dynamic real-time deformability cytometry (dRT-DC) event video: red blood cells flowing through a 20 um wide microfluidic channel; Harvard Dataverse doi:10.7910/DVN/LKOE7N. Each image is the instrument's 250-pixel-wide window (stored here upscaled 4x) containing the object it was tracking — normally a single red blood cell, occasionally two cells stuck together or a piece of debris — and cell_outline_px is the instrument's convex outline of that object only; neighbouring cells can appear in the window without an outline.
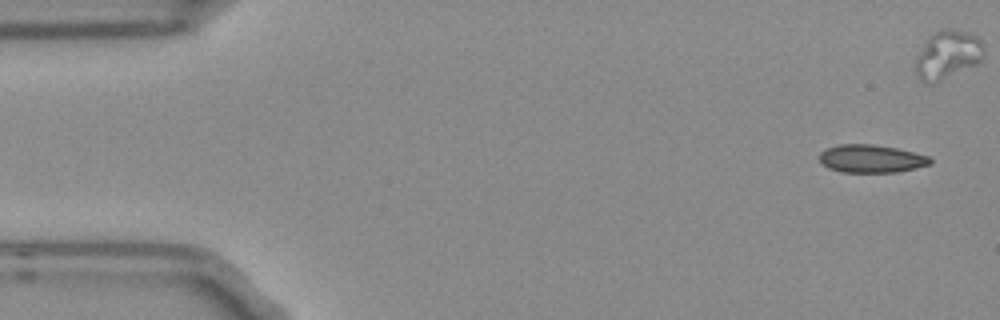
{"species": "Egyptian fruit bat (a non-hibernating species)", "species_latin": "Rousettus aegyptiacus", "temperature_condition": "room temperature", "stored_images_in_passage": 7, "camera_frame_rate_fps": 3000, "um_per_image_px": 0.085, "frame": {"image": 1, "passage_image": 1, "time_ms": 0.0, "image_size_px": [1000, 320], "cell_outline_px": [[932, 164], [916, 168], [896, 172], [840, 172], [828, 168], [820, 160], [820, 152], [828, 148], [840, 144], [872, 144], [896, 148], [928, 156], [932, 160]], "centroid_in_image_um": [74.06, 13.49], "position_along_channel_um": 10.9, "area_um2": 17.92}}
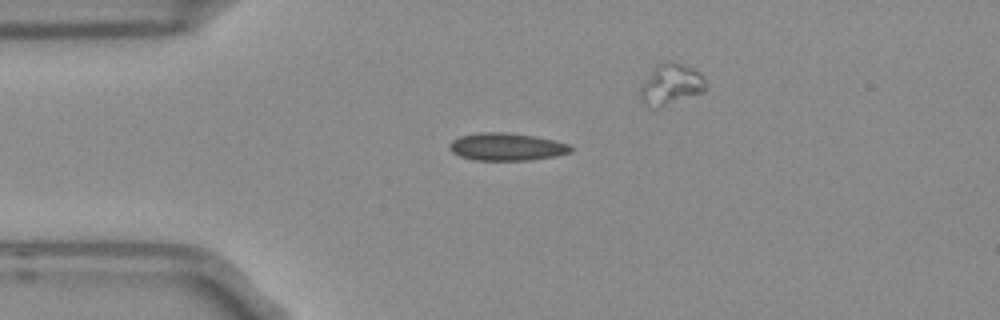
{"frame": {"image": 2, "passage_image": 4, "time_ms": 1.0, "image_size_px": [1000, 320], "cell_outline_px": [[572, 152], [556, 156], [528, 160], [472, 160], [460, 156], [452, 152], [448, 148], [448, 144], [452, 140], [460, 136], [480, 132], [504, 132], [532, 136], [552, 140], [568, 144], [572, 148]], "centroid_in_image_um": [43.02, 12.48], "position_along_channel_um": 42.0, "area_um2": 19.42}}